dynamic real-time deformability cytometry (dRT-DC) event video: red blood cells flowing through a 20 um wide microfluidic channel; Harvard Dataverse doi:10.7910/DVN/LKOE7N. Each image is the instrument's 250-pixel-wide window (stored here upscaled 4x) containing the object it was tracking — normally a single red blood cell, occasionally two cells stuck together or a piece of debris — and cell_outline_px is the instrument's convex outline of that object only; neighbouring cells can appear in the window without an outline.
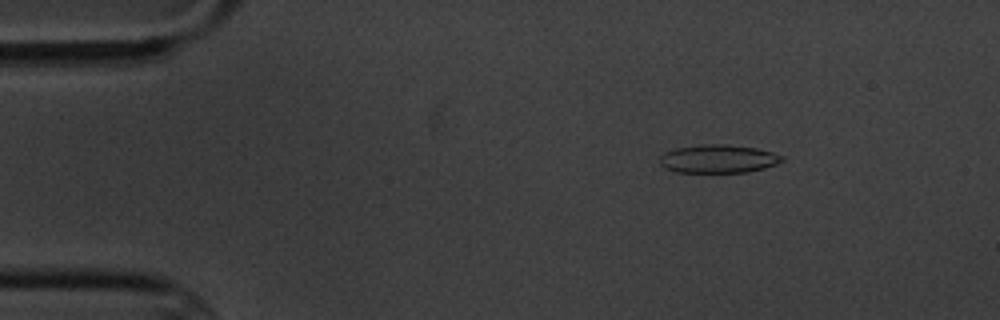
{"species": "common noctule bat (a hibernating species)", "species_latin": "Nyctalus noctula", "temperature_condition": "cold", "stored_images_in_passage": 11, "camera_frame_rate_fps": 3000, "um_per_image_px": 0.085, "animal": {"sex": "male", "body_mass_g": 20.1, "forearm_length_mm": 53.5}, "frame": {"image": 1, "passage_image": 2, "time_ms": 2.0, "image_size_px": [1000, 320], "cell_outline_px": [[784, 160], [776, 164], [764, 168], [748, 172], [676, 172], [664, 168], [660, 164], [660, 156], [664, 152], [676, 148], [704, 144], [724, 144], [756, 148], [772, 152], [784, 156]], "centroid_in_image_um": [61.04, 13.5], "position_along_channel_um": 24.0, "area_um2": 20.17}}
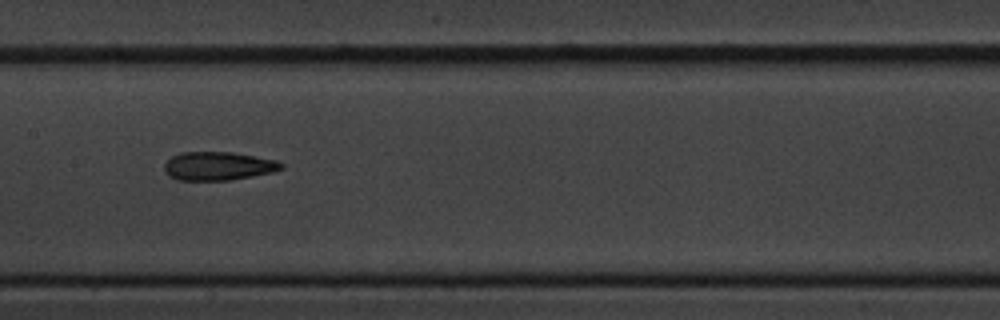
{"frame": {"image": 2, "passage_image": 8, "time_ms": 8.667, "image_size_px": [1000, 320], "cell_outline_px": [[284, 168], [272, 172], [252, 176], [228, 180], [176, 180], [168, 176], [164, 172], [164, 164], [172, 156], [180, 152], [232, 152], [276, 160], [284, 164]], "centroid_in_image_um": [18.52, 14.11], "position_along_channel_um": 188.9, "area_um2": 19.48}}
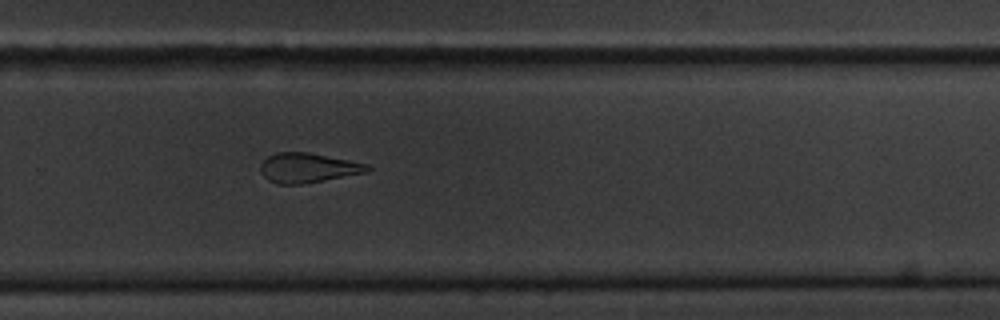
{"frame": {"image": 3, "passage_image": 11, "time_ms": 12.0, "image_size_px": [1000, 320], "cell_outline_px": [[372, 168], [368, 172], [300, 184], [276, 184], [268, 180], [260, 172], [260, 164], [268, 156], [276, 152], [308, 152], [368, 164]], "centroid_in_image_um": [26.15, 14.26], "position_along_channel_um": 303.7, "area_um2": 18.38}}